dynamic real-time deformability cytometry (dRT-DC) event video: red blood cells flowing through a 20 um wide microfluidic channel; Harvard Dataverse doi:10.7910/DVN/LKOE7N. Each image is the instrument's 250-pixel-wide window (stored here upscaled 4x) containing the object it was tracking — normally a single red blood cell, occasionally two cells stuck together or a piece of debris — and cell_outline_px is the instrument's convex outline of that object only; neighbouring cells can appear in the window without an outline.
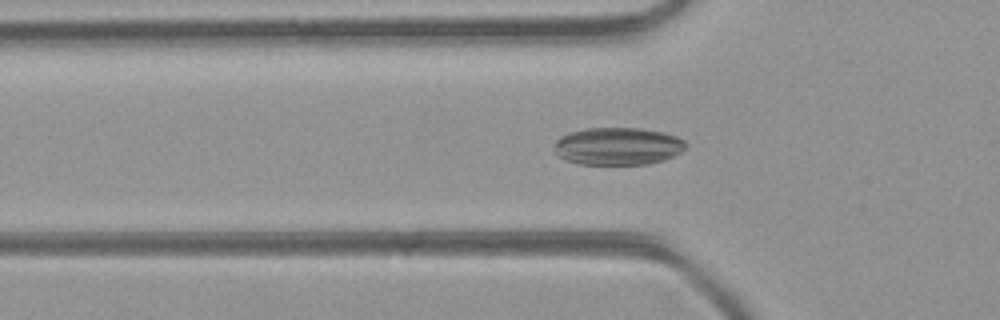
{"species": "common noctule bat (a hibernating species)", "species_latin": "Nyctalus noctula", "temperature_condition": "room temperature", "stored_images_in_passage": 41, "camera_frame_rate_fps": 3000, "um_per_image_px": 0.085, "animal": {"sex": "female", "body_mass_g": 21.9}, "frame": {"image": 1, "passage_image": 15, "time_ms": 4.667, "image_size_px": [1000, 320], "cell_outline_px": [[688, 144], [680, 152], [664, 160], [648, 164], [580, 164], [556, 156], [552, 148], [556, 140], [560, 136], [568, 132], [588, 128], [640, 128], [664, 132], [676, 136], [684, 140]], "centroid_in_image_um": [52.48, 12.42], "position_along_channel_um": 73.3, "area_um2": 29.02}}
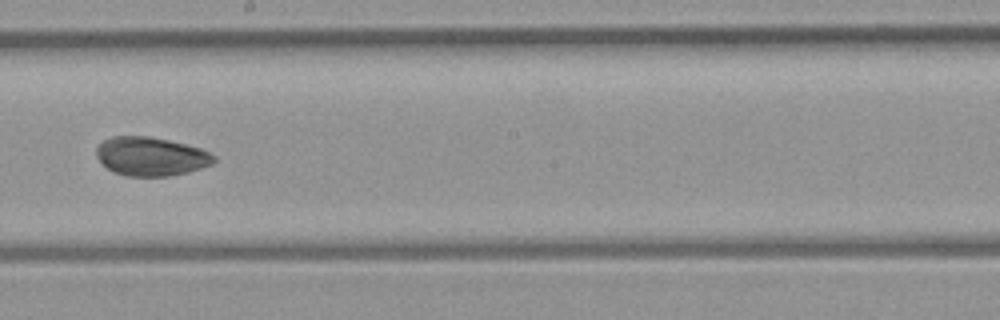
{"frame": {"image": 2, "passage_image": 26, "time_ms": 8.333, "image_size_px": [1000, 320], "cell_outline_px": [[216, 160], [212, 164], [188, 172], [168, 176], [124, 176], [112, 172], [96, 156], [96, 148], [104, 140], [112, 136], [148, 136], [168, 140], [200, 148], [216, 156]], "centroid_in_image_um": [12.82, 13.3], "position_along_channel_um": 235.4, "area_um2": 26.47}}
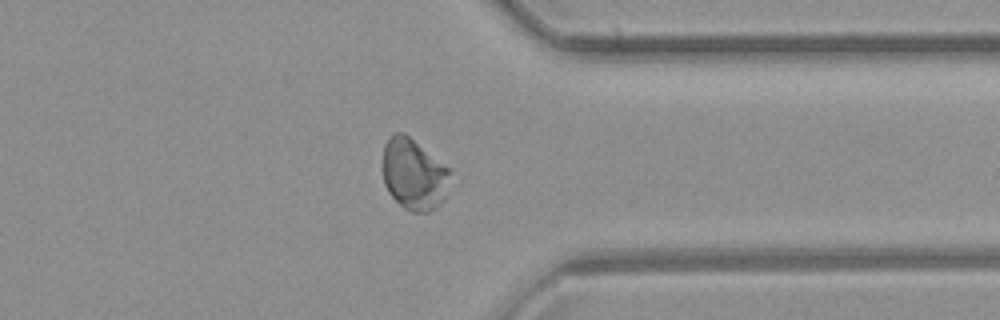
{"frame": {"image": 3, "passage_image": 36, "time_ms": 11.667, "image_size_px": [1000, 320], "cell_outline_px": [[448, 196], [440, 204], [428, 212], [412, 212], [404, 208], [388, 192], [384, 184], [384, 144], [396, 132], [404, 132], [448, 168]], "centroid_in_image_um": [35.18, 14.85], "position_along_channel_um": 376.2, "area_um2": 27.51}}